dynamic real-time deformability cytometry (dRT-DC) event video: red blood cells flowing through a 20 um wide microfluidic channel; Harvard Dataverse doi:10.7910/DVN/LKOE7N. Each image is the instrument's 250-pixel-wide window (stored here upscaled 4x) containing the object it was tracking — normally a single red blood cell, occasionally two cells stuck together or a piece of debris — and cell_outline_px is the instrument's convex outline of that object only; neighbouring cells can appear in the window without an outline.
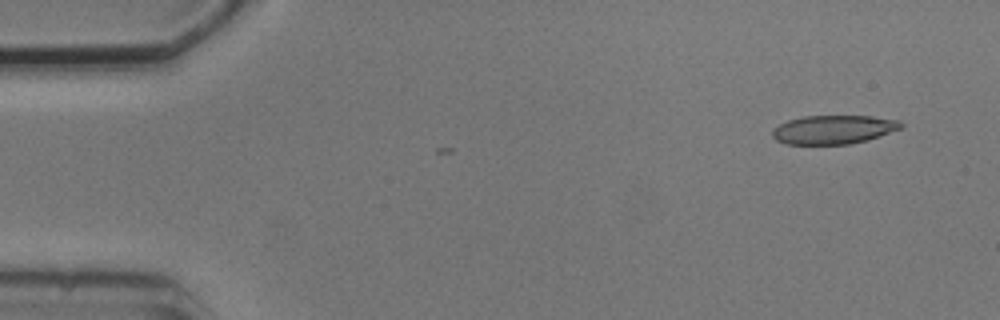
{"species": "common noctule bat (a hibernating species)", "species_latin": "Nyctalus noctula", "temperature_condition": "cold", "stored_images_in_passage": 2, "camera_frame_rate_fps": 3000, "um_per_image_px": 0.085, "animal": {"sex": "male", "body_mass_g": 20.5, "forearm_length_mm": 52.5}, "frame": {"image": 1, "passage_image": 1, "time_ms": 0.0, "image_size_px": [1000, 320], "cell_outline_px": [[904, 124], [900, 128], [868, 140], [848, 144], [788, 144], [776, 140], [772, 136], [772, 132], [780, 124], [788, 120], [804, 116], [872, 116], [900, 120]], "centroid_in_image_um": [70.86, 11.01], "position_along_channel_um": 14.1, "area_um2": 21.39}}